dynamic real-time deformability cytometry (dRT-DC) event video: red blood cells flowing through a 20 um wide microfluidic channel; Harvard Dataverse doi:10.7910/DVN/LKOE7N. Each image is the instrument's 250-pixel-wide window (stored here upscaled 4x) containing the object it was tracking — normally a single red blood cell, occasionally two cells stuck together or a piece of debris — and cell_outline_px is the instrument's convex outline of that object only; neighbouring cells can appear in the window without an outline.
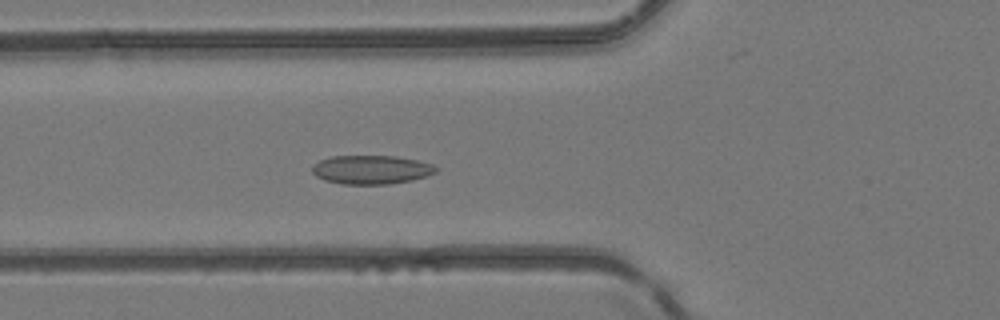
{"species": "common noctule bat (a hibernating species)", "species_latin": "Nyctalus noctula", "temperature_condition": "room temperature", "stored_images_in_passage": 34, "camera_frame_rate_fps": 3000, "um_per_image_px": 0.085, "animal": {"sex": "female", "body_mass_g": 24.6, "forearm_length_mm": 56.2}, "frame": {"image": 1, "passage_image": 3, "time_ms": 0.667, "image_size_px": [1000, 320], "cell_outline_px": [[440, 168], [436, 172], [428, 176], [412, 180], [388, 184], [340, 184], [324, 180], [316, 176], [312, 172], [312, 168], [320, 160], [332, 156], [396, 156], [416, 160], [432, 164]], "centroid_in_image_um": [31.59, 14.42], "position_along_channel_um": 94.2, "area_um2": 20.81}}
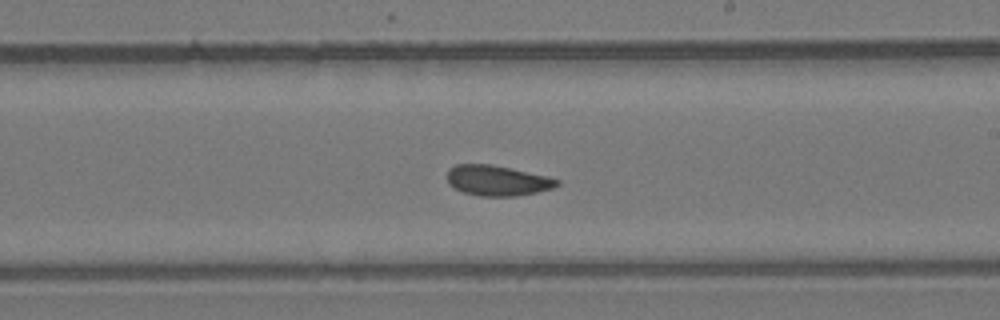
{"frame": {"image": 2, "passage_image": 14, "time_ms": 4.333, "image_size_px": [1000, 320], "cell_outline_px": [[560, 184], [552, 188], [536, 192], [516, 196], [480, 196], [464, 192], [452, 188], [448, 184], [448, 168], [456, 164], [488, 164], [548, 176], [560, 180]], "centroid_in_image_um": [42.25, 15.35], "position_along_channel_um": 246.8, "area_um2": 19.36}}
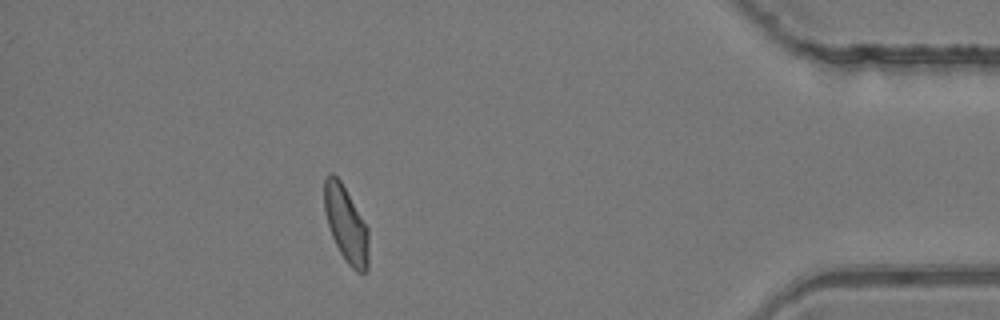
{"frame": {"image": 3, "passage_image": 29, "time_ms": 9.333, "image_size_px": [1000, 320], "cell_outline_px": [[368, 268], [364, 272], [356, 272], [348, 264], [340, 252], [332, 236], [324, 212], [324, 176], [328, 172], [332, 172], [340, 180], [368, 228]], "centroid_in_image_um": [29.39, 19.03], "position_along_channel_um": 405.8, "area_um2": 19.54}, "authors_computed_cell_mechanics": {"area_um2": 19.5942, "velocity_mm_per_s": 4.1422, "shape_relaxation_time_tau1_ms": null, "shape_relaxation_time_tau2_ms": 2.8496, "deformation_change_tau1": null, "deformation_change_tau2": 0.0772}}